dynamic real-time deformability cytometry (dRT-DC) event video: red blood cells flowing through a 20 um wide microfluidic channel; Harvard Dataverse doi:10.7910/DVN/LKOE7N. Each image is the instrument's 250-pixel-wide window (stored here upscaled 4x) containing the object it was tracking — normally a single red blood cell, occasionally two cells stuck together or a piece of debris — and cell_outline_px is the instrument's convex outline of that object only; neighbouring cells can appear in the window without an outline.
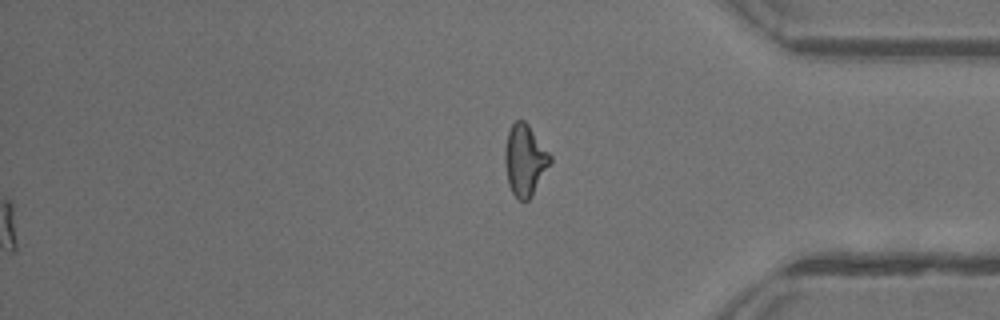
{"species": "common noctule bat (a hibernating species)", "species_latin": "Nyctalus noctula", "temperature_condition": "warm", "stored_images_in_passage": 48, "segment_of_instrument_passage": [2, 2], "camera_frame_rate_fps": 3000, "um_per_image_px": 0.085, "animal": {"sex": "female"}, "frame": {"image": 1, "passage_image": 48, "time_ms": 15.667, "image_size_px": [1000, 320], "cell_outline_px": [[552, 164], [532, 196], [528, 200], [520, 200], [512, 192], [508, 184], [504, 160], [504, 148], [508, 132], [512, 124], [516, 120], [524, 120], [528, 124], [552, 156]], "centroid_in_image_um": [44.63, 13.61], "position_along_channel_um": 390.6, "area_um2": 19.02}}